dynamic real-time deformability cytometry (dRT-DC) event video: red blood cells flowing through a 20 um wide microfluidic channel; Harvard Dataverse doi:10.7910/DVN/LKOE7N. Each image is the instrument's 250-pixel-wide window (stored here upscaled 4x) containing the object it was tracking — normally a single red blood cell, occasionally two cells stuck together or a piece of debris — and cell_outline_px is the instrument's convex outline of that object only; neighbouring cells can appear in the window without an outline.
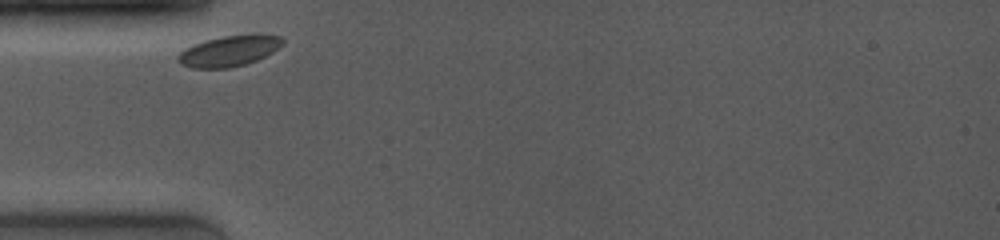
{"species": "common noctule bat (a hibernating species)", "species_latin": "Nyctalus noctula", "temperature_condition": "room temperature", "stored_images_in_passage": 17, "camera_frame_rate_fps": 4000, "um_per_image_px": 0.085, "animal": {"sex": "female", "body_mass_g": 19.0, "forearm_length_mm": 53.3}, "frame": {"image": 1, "passage_image": 1, "time_ms": 0.0, "image_size_px": [1000, 240], "cell_outline_px": [[284, 44], [272, 52], [256, 60], [244, 64], [228, 68], [192, 68], [180, 64], [176, 60], [176, 56], [184, 48], [192, 44], [204, 40], [224, 36], [252, 32], [260, 32], [280, 36], [284, 40]], "centroid_in_image_um": [19.48, 4.29], "position_along_channel_um": 65.5, "area_um2": 19.31}}
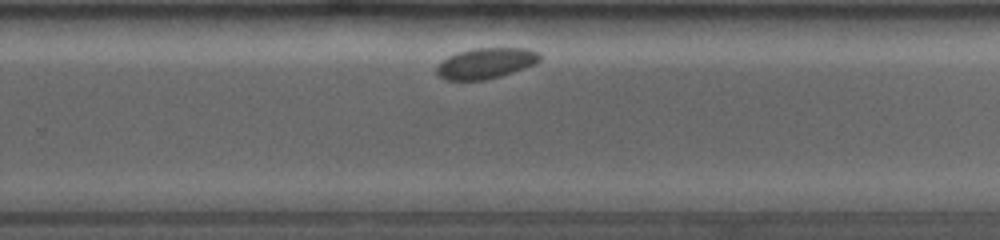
{"frame": {"image": 2, "passage_image": 17, "time_ms": 6.5, "image_size_px": [1000, 240], "cell_outline_px": [[540, 60], [536, 64], [500, 76], [484, 80], [444, 80], [436, 76], [436, 64], [440, 60], [456, 52], [472, 48], [532, 48], [540, 52]], "centroid_in_image_um": [41.25, 5.37], "position_along_channel_um": 288.5, "area_um2": 18.9}}